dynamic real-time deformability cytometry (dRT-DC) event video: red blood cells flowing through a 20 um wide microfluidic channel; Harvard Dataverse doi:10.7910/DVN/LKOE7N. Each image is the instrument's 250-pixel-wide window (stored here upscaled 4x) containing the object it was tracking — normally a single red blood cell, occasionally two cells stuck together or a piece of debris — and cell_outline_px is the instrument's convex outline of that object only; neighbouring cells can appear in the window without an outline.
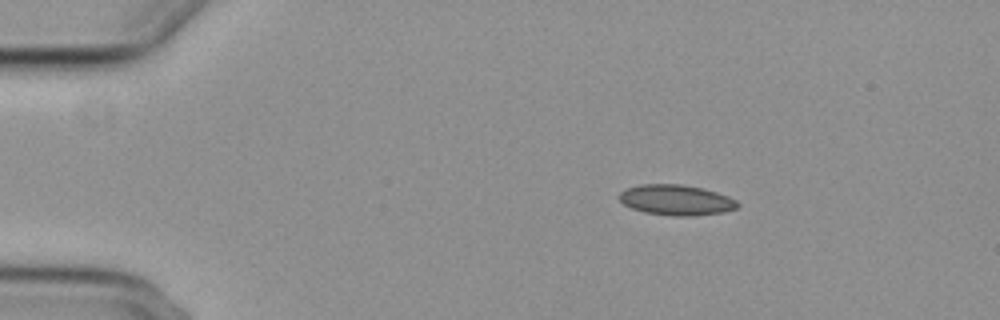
{"species": "common noctule bat (a hibernating species)", "species_latin": "Nyctalus noctula", "temperature_condition": "cold", "stored_images_in_passage": 47, "camera_frame_rate_fps": 3000, "um_per_image_px": 0.085, "animal": {"sex": "female", "body_mass_g": 29.2, "forearm_length_mm": 56.3}, "frame": {"image": 1, "passage_image": 1, "time_ms": 0.0, "image_size_px": [1000, 320], "cell_outline_px": [[740, 204], [736, 208], [724, 212], [692, 216], [672, 216], [644, 212], [632, 208], [624, 204], [620, 200], [620, 192], [624, 188], [640, 184], [680, 184], [700, 188], [716, 192], [728, 196], [736, 200]], "centroid_in_image_um": [57.46, 17.0], "position_along_channel_um": 27.5, "area_um2": 20.98}}
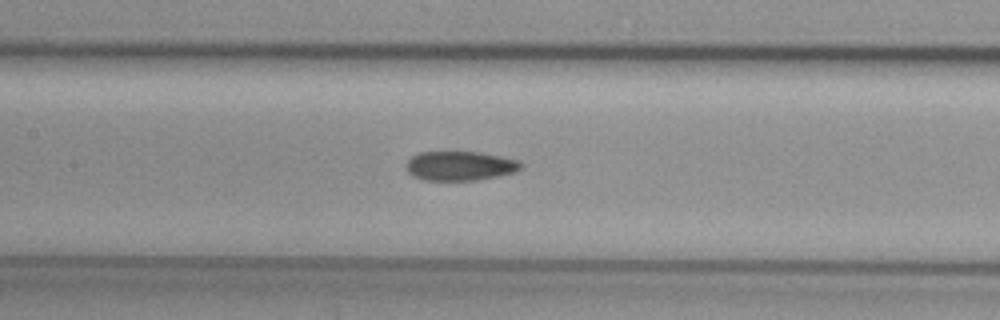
{"frame": {"image": 2, "passage_image": 18, "time_ms": 5.667, "image_size_px": [1000, 320], "cell_outline_px": [[524, 164], [516, 172], [500, 176], [476, 180], [424, 180], [412, 176], [404, 168], [404, 164], [412, 156], [420, 152], [480, 152], [520, 160]], "centroid_in_image_um": [39.1, 14.1], "position_along_channel_um": 168.3, "area_um2": 19.88}}
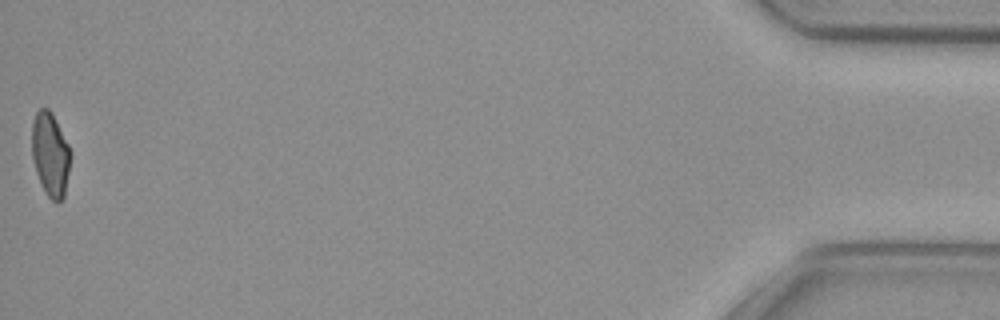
{"frame": {"image": 3, "passage_image": 47, "time_ms": 15.333, "image_size_px": [1000, 320], "cell_outline_px": [[68, 172], [64, 196], [56, 204], [48, 196], [36, 172], [32, 156], [32, 120], [36, 112], [40, 108], [48, 108], [52, 112], [68, 144]], "centroid_in_image_um": [4.24, 13.08], "position_along_channel_um": 431.0, "area_um2": 18.38}, "authors_computed_cell_mechanics": {"area_um2": 20.0566, "velocity_mm_per_s": 3.7317, "shape_relaxation_time_tau1_ms": null, "shape_relaxation_time_tau2_ms": 5.0931, "deformation_change_tau1": null, "deformation_change_tau2": 0.0954}}